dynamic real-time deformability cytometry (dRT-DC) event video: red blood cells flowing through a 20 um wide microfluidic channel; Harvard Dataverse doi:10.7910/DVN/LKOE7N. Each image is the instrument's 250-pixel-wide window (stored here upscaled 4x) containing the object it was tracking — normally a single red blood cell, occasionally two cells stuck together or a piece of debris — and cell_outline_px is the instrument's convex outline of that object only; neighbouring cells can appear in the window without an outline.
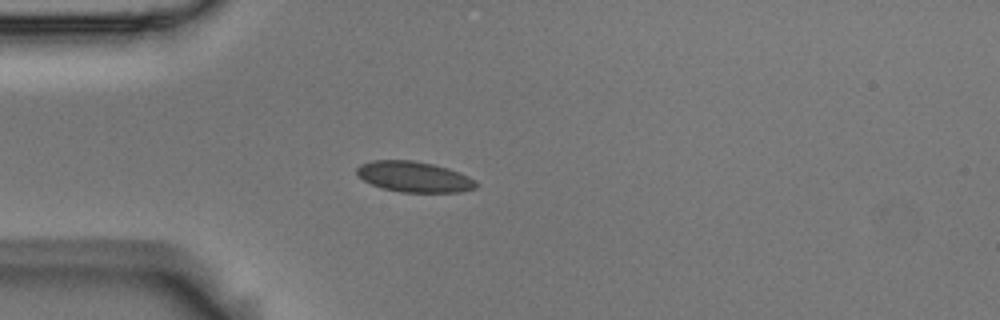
{"species": "Egyptian fruit bat (a non-hibernating species)", "species_latin": "Rousettus aegyptiacus", "temperature_condition": "room temperature", "stored_images_in_passage": 5, "camera_frame_rate_fps": 3000, "um_per_image_px": 0.085, "animal": {"sex": "male"}, "frame": {"image": 1, "passage_image": 5, "time_ms": 1.333, "image_size_px": [1000, 320], "cell_outline_px": [[480, 184], [476, 188], [460, 192], [400, 192], [380, 188], [364, 180], [356, 172], [356, 168], [360, 164], [372, 160], [412, 160], [432, 164], [448, 168], [468, 176], [476, 180]], "centroid_in_image_um": [35.21, 15.03], "position_along_channel_um": 49.8, "area_um2": 21.39}}